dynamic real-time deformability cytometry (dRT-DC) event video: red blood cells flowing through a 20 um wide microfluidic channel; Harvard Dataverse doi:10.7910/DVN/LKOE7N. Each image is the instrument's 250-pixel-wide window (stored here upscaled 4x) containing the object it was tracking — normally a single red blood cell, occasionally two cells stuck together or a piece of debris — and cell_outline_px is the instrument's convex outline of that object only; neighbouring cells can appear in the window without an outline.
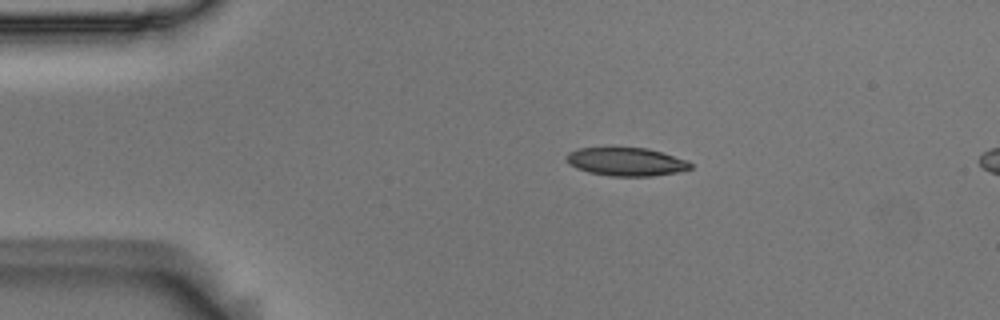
{"species": "Egyptian fruit bat (a non-hibernating species)", "species_latin": "Rousettus aegyptiacus", "temperature_condition": "room temperature", "stored_images_in_passage": 5, "camera_frame_rate_fps": 3000, "um_per_image_px": 0.085, "animal": {"sex": "male"}, "frame": {"image": 1, "passage_image": 5, "time_ms": 1.333, "image_size_px": [1000, 320], "cell_outline_px": [[692, 168], [676, 172], [652, 176], [612, 176], [588, 172], [576, 168], [568, 164], [564, 156], [568, 152], [576, 148], [612, 144], [648, 148], [688, 160], [692, 164]], "centroid_in_image_um": [53.14, 13.68], "position_along_channel_um": 31.9, "area_um2": 21.56}}